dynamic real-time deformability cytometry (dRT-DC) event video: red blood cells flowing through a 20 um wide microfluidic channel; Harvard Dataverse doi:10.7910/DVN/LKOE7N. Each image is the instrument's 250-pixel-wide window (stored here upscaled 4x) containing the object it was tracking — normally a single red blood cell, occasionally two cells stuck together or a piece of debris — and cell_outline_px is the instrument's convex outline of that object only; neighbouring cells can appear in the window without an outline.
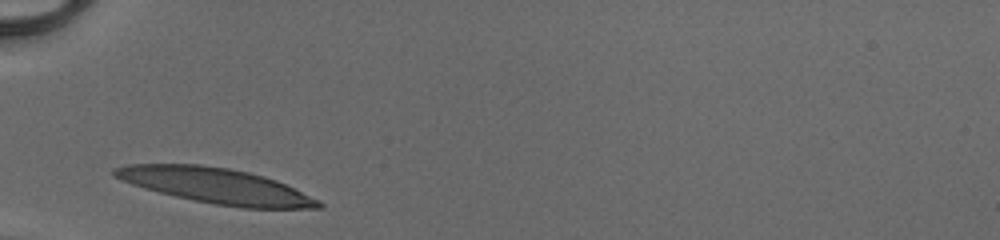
{"species": "human", "species_latin": "Homo sapiens", "temperature_condition": "cold", "stored_images_in_passage": 25, "camera_frame_rate_fps": 3000, "um_per_image_px": 0.085, "donor": {"sex": "male"}, "frame": {"image": 1, "passage_image": 1, "time_ms": 0.0, "image_size_px": [1000, 240], "cell_outline_px": [[324, 204], [320, 208], [240, 208], [212, 204], [176, 196], [144, 188], [132, 184], [112, 176], [112, 168], [128, 164], [200, 164], [228, 168], [248, 172], [264, 176], [276, 180], [320, 200]], "centroid_in_image_um": [18.35, 15.79], "position_along_channel_um": 66.7, "area_um2": 41.96}}
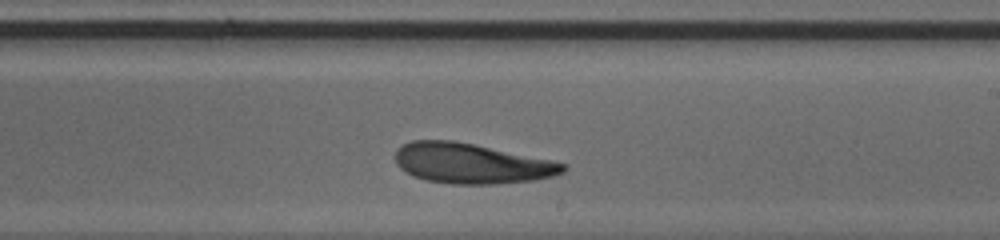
{"frame": {"image": 2, "passage_image": 15, "time_ms": 4.667, "image_size_px": [1000, 240], "cell_outline_px": [[568, 168], [564, 172], [552, 176], [532, 180], [496, 184], [448, 184], [428, 180], [412, 176], [400, 168], [396, 164], [396, 148], [412, 140], [452, 140], [472, 144], [548, 160], [564, 164]], "centroid_in_image_um": [40.0, 13.9], "position_along_channel_um": 249.0, "area_um2": 38.84}}
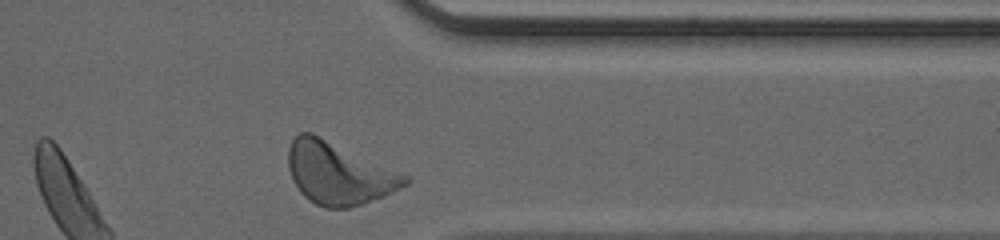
{"frame": {"image": 3, "passage_image": 25, "time_ms": 8.0, "image_size_px": [1000, 240], "cell_outline_px": [[412, 180], [408, 184], [384, 196], [364, 204], [348, 208], [324, 208], [308, 200], [300, 192], [292, 180], [288, 168], [288, 148], [292, 140], [300, 132], [312, 132], [408, 176]], "centroid_in_image_um": [28.76, 14.75], "position_along_channel_um": 382.6, "area_um2": 42.25}, "authors_computed_cell_mechanics": {"area_um2": 39.1306, "velocity_mm_per_s": 4.0571, "shape_relaxation_time_tau1_ms": 3.9096, "shape_relaxation_time_tau2_ms": 7.3543, "deformation_change_tau1": 0.1847, "deformation_change_tau2": 0.1723}}